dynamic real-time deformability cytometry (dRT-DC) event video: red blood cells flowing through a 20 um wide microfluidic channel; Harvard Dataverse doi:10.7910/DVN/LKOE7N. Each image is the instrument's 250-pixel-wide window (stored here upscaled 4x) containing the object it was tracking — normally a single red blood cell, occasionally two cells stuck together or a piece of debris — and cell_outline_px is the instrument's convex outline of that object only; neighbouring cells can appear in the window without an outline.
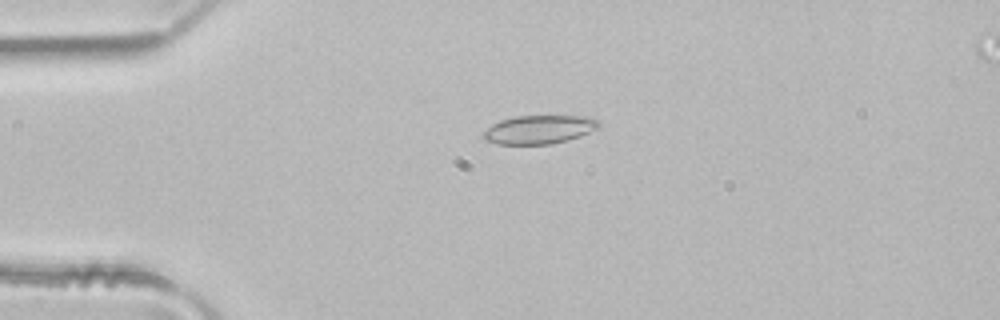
{"species": "common noctule bat (a hibernating species)", "species_latin": "Nyctalus noctula", "temperature_condition": "room temperature", "stored_images_in_passage": 5, "camera_frame_rate_fps": 3000, "um_per_image_px": 0.085, "animal": {"sex": "male", "body_mass_g": 21.5, "forearm_length_mm": 52.0}, "frame": {"image": 1, "passage_image": 3, "time_ms": 0.667, "image_size_px": [1000, 320], "cell_outline_px": [[600, 124], [596, 128], [580, 136], [568, 140], [552, 144], [496, 144], [484, 140], [484, 132], [492, 124], [500, 120], [516, 116], [588, 116], [600, 120]], "centroid_in_image_um": [45.83, 11.01], "position_along_channel_um": 39.2, "area_um2": 19.19}}
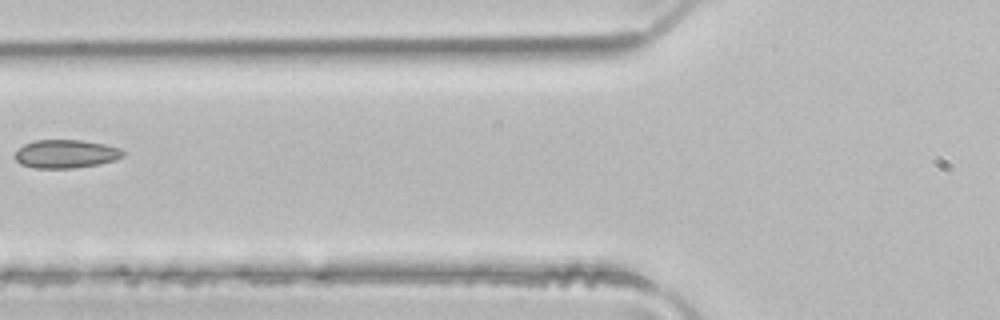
{"frame": {"image": 2, "passage_image": 5, "time_ms": 1.333, "image_size_px": [1000, 320], "cell_outline_px": [[124, 156], [116, 160], [100, 164], [72, 168], [32, 168], [20, 164], [16, 160], [16, 152], [24, 144], [36, 140], [80, 140], [104, 144], [120, 148], [124, 152]], "centroid_in_image_um": [5.61, 13.09], "position_along_channel_um": 120.2, "area_um2": 17.86}}